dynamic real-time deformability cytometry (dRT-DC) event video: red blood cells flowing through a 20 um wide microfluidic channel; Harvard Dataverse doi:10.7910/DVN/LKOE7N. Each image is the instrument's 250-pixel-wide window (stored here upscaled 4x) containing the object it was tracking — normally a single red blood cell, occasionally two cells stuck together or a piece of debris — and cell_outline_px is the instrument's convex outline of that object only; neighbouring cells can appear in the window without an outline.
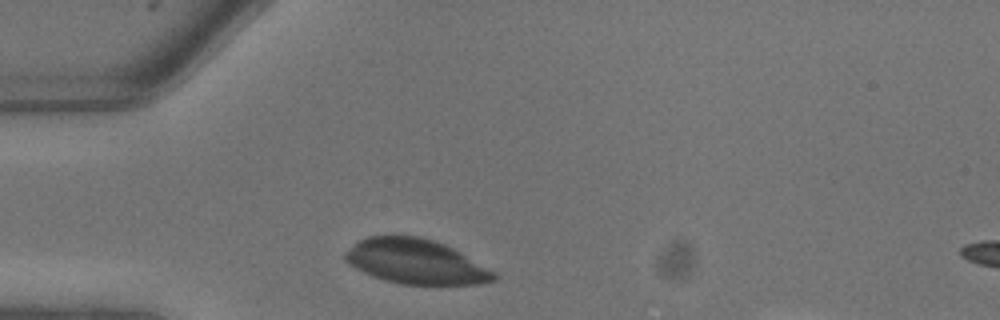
{"species": "common noctule bat (a hibernating species)", "species_latin": "Nyctalus noctula", "temperature_condition": "warm", "stored_images_in_passage": 3, "camera_frame_rate_fps": 3000, "um_per_image_px": 0.085, "animal": {"sex": "male", "body_mass_g": 13.3}, "frame": {"image": 1, "passage_image": 1, "time_ms": 0.0, "image_size_px": [1000, 320], "cell_outline_px": [[496, 280], [480, 284], [400, 284], [384, 280], [372, 276], [348, 264], [344, 260], [344, 252], [360, 240], [368, 236], [420, 236], [444, 244], [460, 252], [496, 272]], "centroid_in_image_um": [35.33, 22.24], "position_along_channel_um": 49.7, "area_um2": 38.55}}